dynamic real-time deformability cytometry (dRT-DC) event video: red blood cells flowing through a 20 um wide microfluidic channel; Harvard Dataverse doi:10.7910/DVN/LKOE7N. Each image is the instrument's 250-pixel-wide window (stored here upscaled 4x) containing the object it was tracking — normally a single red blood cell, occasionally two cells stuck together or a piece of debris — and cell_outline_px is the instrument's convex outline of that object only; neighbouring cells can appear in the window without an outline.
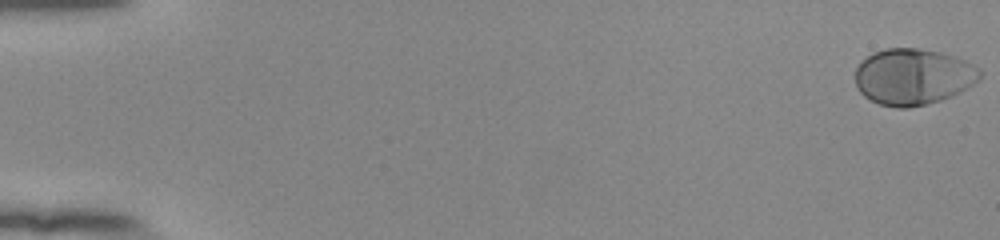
{"species": "human", "species_latin": "Homo sapiens", "temperature_condition": "room temperature", "stored_images_in_passage": 54, "camera_frame_rate_fps": 3000, "um_per_image_px": 0.085, "donor": {"sex": "female"}, "frame": {"image": 1, "passage_image": 1, "time_ms": 0.0, "image_size_px": [1000, 240], "cell_outline_px": [[984, 72], [980, 80], [960, 92], [952, 96], [928, 104], [908, 108], [896, 108], [880, 104], [864, 96], [856, 88], [856, 68], [860, 60], [872, 52], [884, 48], [920, 48], [940, 52], [964, 60], [980, 68]], "centroid_in_image_um": [77.62, 6.51], "position_along_channel_um": 7.4, "area_um2": 41.33}}
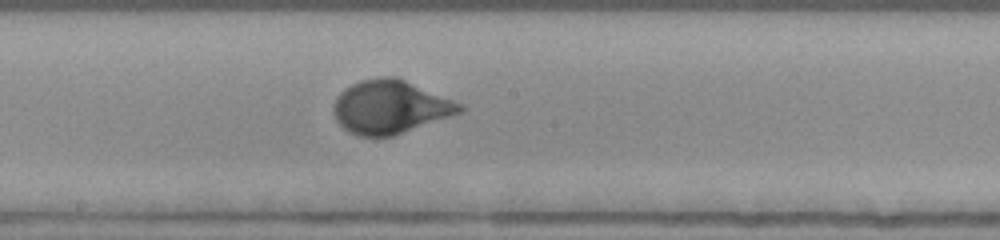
{"frame": {"image": 2, "passage_image": 31, "time_ms": 10.0, "image_size_px": [1000, 240], "cell_outline_px": [[464, 108], [460, 112], [392, 136], [356, 136], [348, 132], [336, 120], [332, 108], [336, 96], [344, 88], [360, 80], [380, 76], [396, 76], [464, 104]], "centroid_in_image_um": [33.12, 9.07], "position_along_channel_um": 215.1, "area_um2": 39.19}}
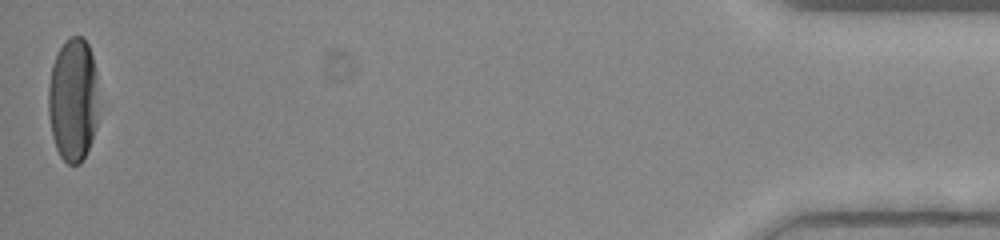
{"frame": {"image": 3, "passage_image": 54, "time_ms": 17.667, "image_size_px": [1000, 240], "cell_outline_px": [[96, 124], [92, 140], [80, 164], [68, 164], [60, 156], [56, 148], [52, 136], [48, 112], [48, 84], [52, 64], [64, 40], [72, 36], [80, 36], [88, 44], [92, 56], [96, 72]], "centroid_in_image_um": [6.18, 8.47], "position_along_channel_um": 429.0, "area_um2": 36.01}, "authors_computed_cell_mechanics": {"area_um2": 38.3792, "velocity_mm_per_s": 3.8916, "shape_relaxation_time_tau1_ms": 2.7293, "shape_relaxation_time_tau2_ms": null, "deformation_change_tau1": 0.179, "deformation_change_tau2": null}}